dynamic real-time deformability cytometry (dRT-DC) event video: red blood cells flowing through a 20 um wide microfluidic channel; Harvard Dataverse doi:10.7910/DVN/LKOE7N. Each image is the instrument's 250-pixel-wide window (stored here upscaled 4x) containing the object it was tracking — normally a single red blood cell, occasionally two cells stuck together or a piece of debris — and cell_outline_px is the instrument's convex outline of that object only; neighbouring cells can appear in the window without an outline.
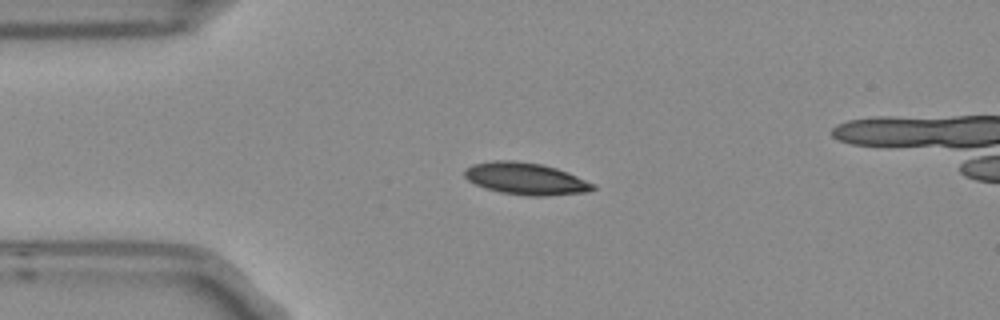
{"species": "Egyptian fruit bat (a non-hibernating species)", "species_latin": "Rousettus aegyptiacus", "temperature_condition": "room temperature", "stored_images_in_passage": 5, "camera_frame_rate_fps": 3000, "um_per_image_px": 0.085, "frame": {"image": 1, "passage_image": 1, "time_ms": 0.0, "image_size_px": [1000, 320], "cell_outline_px": [[596, 188], [588, 192], [548, 196], [528, 196], [500, 192], [484, 188], [468, 180], [464, 176], [464, 168], [472, 164], [496, 160], [512, 160], [540, 164], [556, 168], [568, 172], [596, 184]], "centroid_in_image_um": [44.7, 15.19], "position_along_channel_um": 40.3, "area_um2": 24.1}}